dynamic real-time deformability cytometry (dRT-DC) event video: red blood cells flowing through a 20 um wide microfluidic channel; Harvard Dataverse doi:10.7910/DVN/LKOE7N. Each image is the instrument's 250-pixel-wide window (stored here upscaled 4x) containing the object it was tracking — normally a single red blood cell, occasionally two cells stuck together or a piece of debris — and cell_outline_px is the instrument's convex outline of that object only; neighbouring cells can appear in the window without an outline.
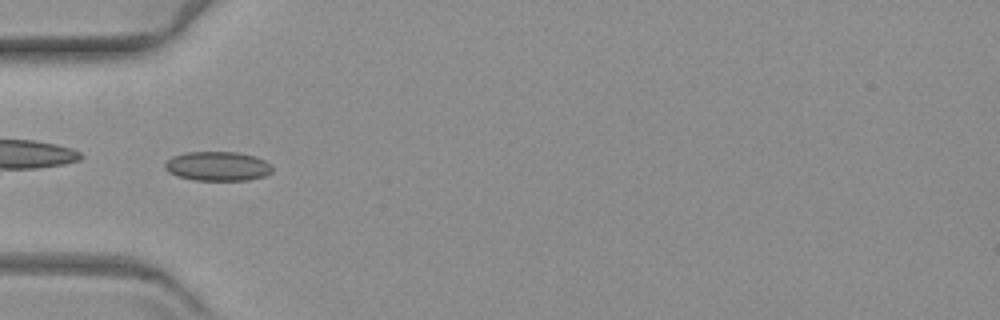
{"species": "common noctule bat (a hibernating species)", "species_latin": "Nyctalus noctula", "temperature_condition": "warm", "stored_images_in_passage": 41, "camera_frame_rate_fps": 3000, "um_per_image_px": 0.085, "animal": {"sex": "female", "body_mass_g": 19.3, "forearm_length_mm": 54.1}, "frame": {"image": 1, "passage_image": 1, "time_ms": 0.0, "image_size_px": [1000, 320], "cell_outline_px": [[272, 172], [264, 176], [248, 180], [192, 180], [176, 176], [168, 172], [164, 168], [164, 164], [172, 156], [184, 152], [236, 152], [256, 156], [272, 164]], "centroid_in_image_um": [18.49, 14.13], "position_along_channel_um": 66.5, "area_um2": 18.55}}
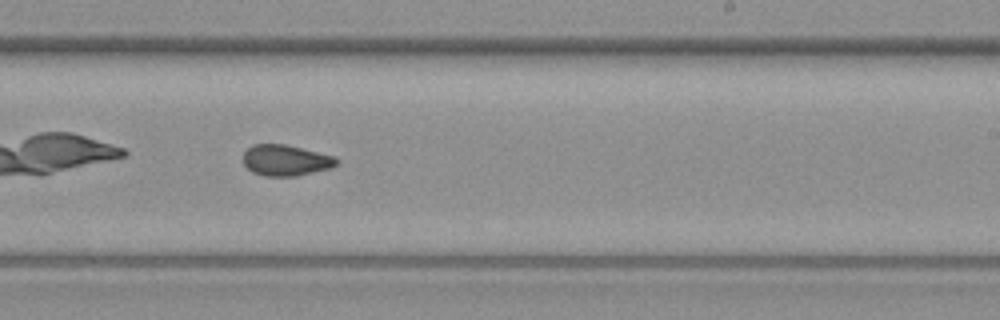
{"frame": {"image": 2, "passage_image": 18, "time_ms": 5.667, "image_size_px": [1000, 320], "cell_outline_px": [[340, 160], [332, 168], [296, 176], [264, 176], [252, 172], [244, 164], [244, 152], [252, 144], [284, 144], [336, 156]], "centroid_in_image_um": [24.31, 13.63], "position_along_channel_um": 264.7, "area_um2": 16.94}}